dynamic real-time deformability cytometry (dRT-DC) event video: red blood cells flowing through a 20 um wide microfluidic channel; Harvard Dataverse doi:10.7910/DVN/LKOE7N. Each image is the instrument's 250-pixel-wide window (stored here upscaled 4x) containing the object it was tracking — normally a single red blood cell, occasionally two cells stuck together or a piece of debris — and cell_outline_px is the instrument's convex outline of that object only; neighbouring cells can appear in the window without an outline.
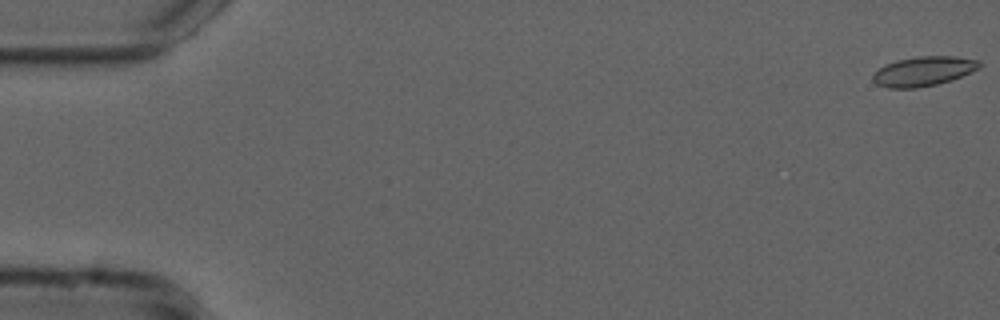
{"species": "common noctule bat (a hibernating species)", "species_latin": "Nyctalus noctula", "temperature_condition": "cold", "stored_images_in_passage": 50, "camera_frame_rate_fps": 3000, "um_per_image_px": 0.085, "animal": {"sex": "male", "forearm_length_mm": 52.5}, "frame": {"image": 1, "passage_image": 1, "time_ms": 0.0, "image_size_px": [1000, 320], "cell_outline_px": [[980, 68], [952, 80], [936, 84], [916, 88], [888, 88], [876, 84], [872, 80], [872, 76], [884, 64], [896, 60], [916, 56], [956, 56], [980, 60]], "centroid_in_image_um": [78.49, 6.05], "position_along_channel_um": 6.5, "area_um2": 18.44}}
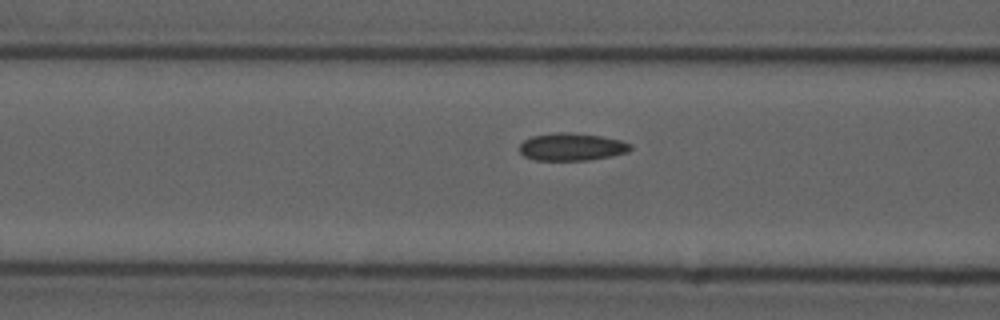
{"frame": {"image": 2, "passage_image": 22, "time_ms": 7.0, "image_size_px": [1000, 320], "cell_outline_px": [[632, 148], [628, 152], [612, 156], [588, 160], [536, 160], [524, 156], [520, 152], [520, 144], [524, 140], [532, 136], [556, 132], [568, 132], [600, 136], [620, 140], [632, 144]], "centroid_in_image_um": [48.61, 12.48], "position_along_channel_um": 118.0, "area_um2": 17.8}}
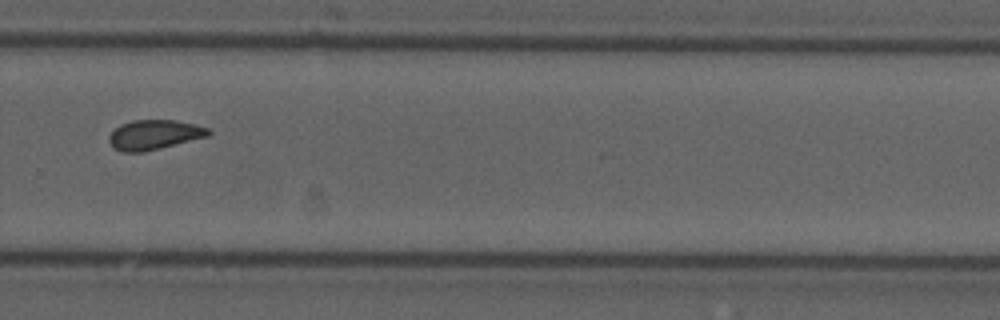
{"frame": {"image": 3, "passage_image": 38, "time_ms": 12.333, "image_size_px": [1000, 320], "cell_outline_px": [[212, 132], [208, 136], [160, 148], [140, 152], [120, 152], [112, 148], [108, 140], [108, 136], [120, 124], [132, 120], [172, 120], [196, 124], [208, 128]], "centroid_in_image_um": [13.08, 11.45], "position_along_channel_um": 316.7, "area_um2": 17.22}, "authors_computed_cell_mechanics": {"area_um2": 17.3689, "velocity_mm_per_s": 3.7324, "shape_relaxation_time_tau1_ms": null, "shape_relaxation_time_tau2_ms": 3.4891, "deformation_change_tau1": null, "deformation_change_tau2": 0.0899}}